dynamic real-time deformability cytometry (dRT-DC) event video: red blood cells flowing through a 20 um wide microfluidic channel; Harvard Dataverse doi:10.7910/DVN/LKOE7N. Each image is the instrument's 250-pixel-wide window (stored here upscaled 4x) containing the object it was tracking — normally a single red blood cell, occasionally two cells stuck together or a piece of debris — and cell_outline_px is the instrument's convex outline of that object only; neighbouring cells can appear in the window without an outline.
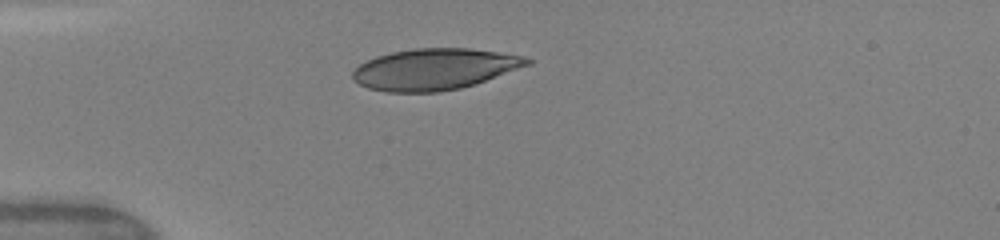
{"species": "human", "species_latin": "Homo sapiens", "temperature_condition": "warm", "stored_images_in_passage": 5, "camera_frame_rate_fps": 3000, "um_per_image_px": 0.085, "donor": {"sex": "female"}, "frame": {"image": 1, "passage_image": 1, "time_ms": 0.0, "image_size_px": [1000, 240], "cell_outline_px": [[532, 64], [476, 84], [460, 88], [436, 92], [388, 92], [368, 88], [352, 80], [352, 72], [360, 64], [376, 56], [392, 52], [416, 48], [468, 48], [496, 52], [520, 56], [532, 60]], "centroid_in_image_um": [36.92, 5.89], "position_along_channel_um": 48.1, "area_um2": 41.79}}